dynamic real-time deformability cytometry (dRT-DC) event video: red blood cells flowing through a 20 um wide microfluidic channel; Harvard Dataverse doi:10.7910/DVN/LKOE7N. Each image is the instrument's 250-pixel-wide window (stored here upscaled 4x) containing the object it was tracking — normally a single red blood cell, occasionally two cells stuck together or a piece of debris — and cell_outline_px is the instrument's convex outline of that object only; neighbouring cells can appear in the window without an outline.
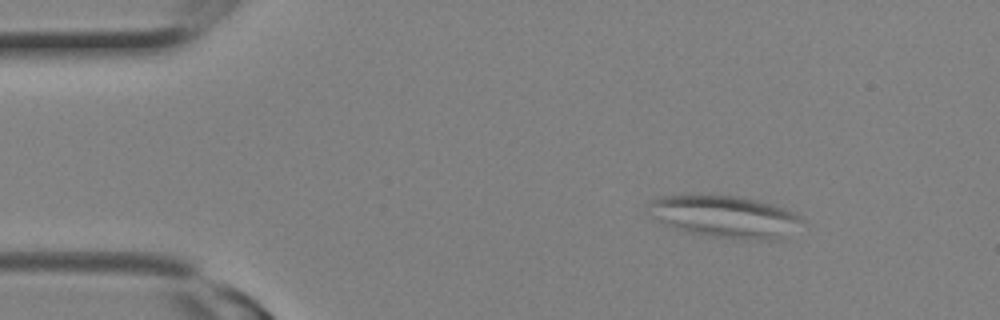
{"species": "Egyptian fruit bat (a non-hibernating species)", "species_latin": "Rousettus aegyptiacus", "temperature_condition": "room temperature", "stored_images_in_passage": 8, "camera_frame_rate_fps": 3000, "um_per_image_px": 0.085, "animal": {"sex": "female"}, "frame": {"image": 1, "passage_image": 1, "time_ms": 0.0, "image_size_px": [1000, 320], "cell_outline_px": [[804, 220], [780, 240], [768, 240], [716, 236], [692, 232], [676, 228], [652, 216], [648, 204], [652, 200], [660, 196], [736, 196], [756, 200], [772, 204], [784, 208], [800, 216]], "centroid_in_image_um": [61.67, 18.4], "position_along_channel_um": 23.3, "area_um2": 36.3}}